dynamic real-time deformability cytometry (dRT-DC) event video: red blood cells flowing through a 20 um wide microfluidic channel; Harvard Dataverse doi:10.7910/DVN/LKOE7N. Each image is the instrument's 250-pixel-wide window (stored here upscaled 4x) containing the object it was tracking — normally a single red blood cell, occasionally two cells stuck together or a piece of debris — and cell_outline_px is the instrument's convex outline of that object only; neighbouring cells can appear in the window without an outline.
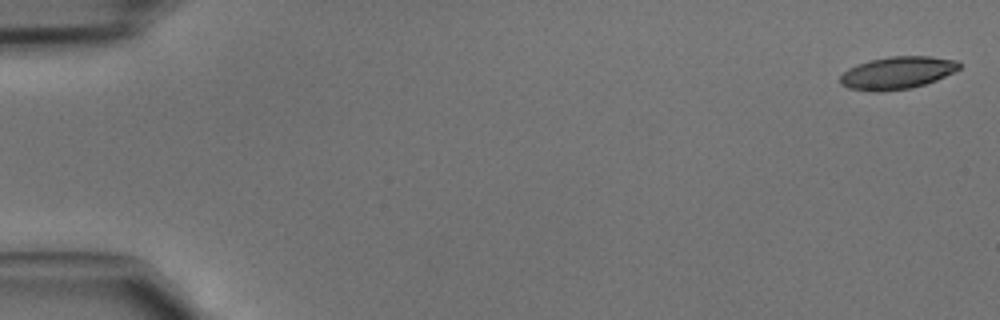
{"species": "common noctule bat (a hibernating species)", "species_latin": "Nyctalus noctula", "temperature_condition": "cold", "stored_images_in_passage": 8, "camera_frame_rate_fps": 3000, "um_per_image_px": 0.085, "animal": {"sex": "male", "body_mass_g": 15.6}, "frame": {"image": 1, "passage_image": 1, "time_ms": 0.0, "image_size_px": [1000, 320], "cell_outline_px": [[960, 68], [936, 80], [912, 88], [884, 92], [872, 92], [848, 88], [840, 84], [840, 76], [848, 68], [856, 64], [868, 60], [888, 56], [932, 56], [956, 60], [960, 64]], "centroid_in_image_um": [76.22, 6.19], "position_along_channel_um": 8.8, "area_um2": 22.77}}